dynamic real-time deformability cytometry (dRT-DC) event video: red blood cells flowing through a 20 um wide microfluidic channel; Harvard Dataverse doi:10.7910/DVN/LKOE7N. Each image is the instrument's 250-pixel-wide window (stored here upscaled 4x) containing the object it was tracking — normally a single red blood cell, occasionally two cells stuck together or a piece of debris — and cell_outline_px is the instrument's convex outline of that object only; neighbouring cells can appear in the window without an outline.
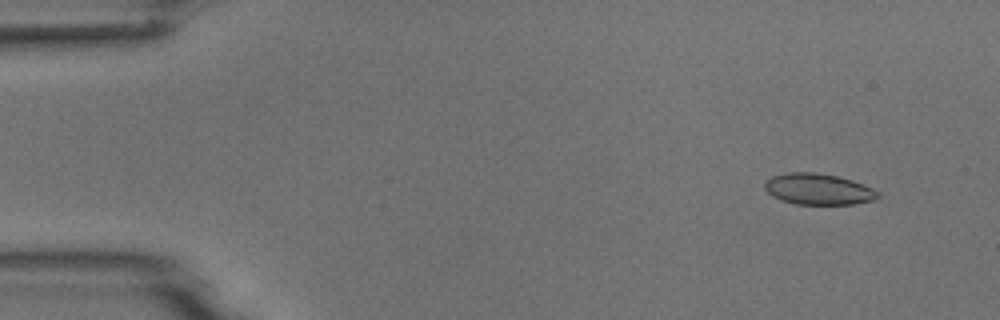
{"species": "common noctule bat (a hibernating species)", "species_latin": "Nyctalus noctula", "temperature_condition": "room temperature", "stored_images_in_passage": 5, "segment_of_instrument_passage": [1, 2], "camera_frame_rate_fps": 3000, "um_per_image_px": 0.085, "animal": {"sex": "male", "body_mass_g": 18.8}, "frame": {"image": 1, "passage_image": 1, "time_ms": 0.0, "image_size_px": [1000, 320], "cell_outline_px": [[880, 196], [876, 200], [856, 204], [796, 204], [780, 200], [772, 196], [764, 188], [764, 184], [772, 176], [788, 172], [816, 172], [836, 176], [852, 180], [864, 184], [880, 192]], "centroid_in_image_um": [69.59, 16.08], "position_along_channel_um": 15.4, "area_um2": 20.69}}
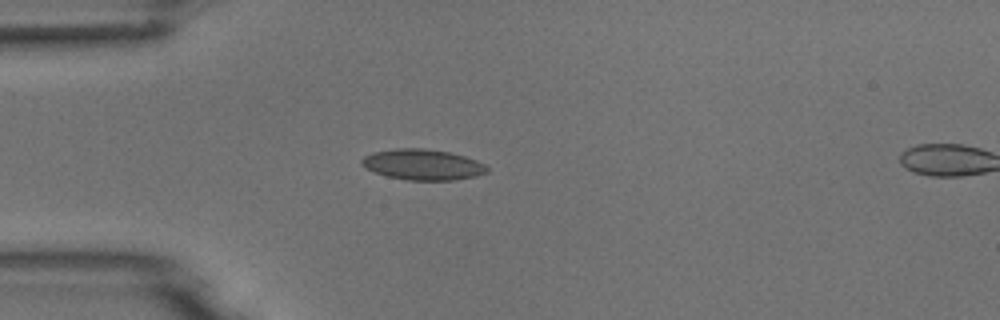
{"frame": {"image": 2, "passage_image": 4, "time_ms": 3.333, "image_size_px": [1000, 320], "cell_outline_px": [[488, 172], [476, 176], [456, 180], [404, 180], [388, 176], [364, 168], [360, 164], [360, 160], [364, 156], [372, 152], [396, 148], [424, 148], [448, 152], [464, 156], [476, 160], [484, 164], [488, 168]], "centroid_in_image_um": [35.91, 13.99], "position_along_channel_um": 49.1, "area_um2": 22.54}}